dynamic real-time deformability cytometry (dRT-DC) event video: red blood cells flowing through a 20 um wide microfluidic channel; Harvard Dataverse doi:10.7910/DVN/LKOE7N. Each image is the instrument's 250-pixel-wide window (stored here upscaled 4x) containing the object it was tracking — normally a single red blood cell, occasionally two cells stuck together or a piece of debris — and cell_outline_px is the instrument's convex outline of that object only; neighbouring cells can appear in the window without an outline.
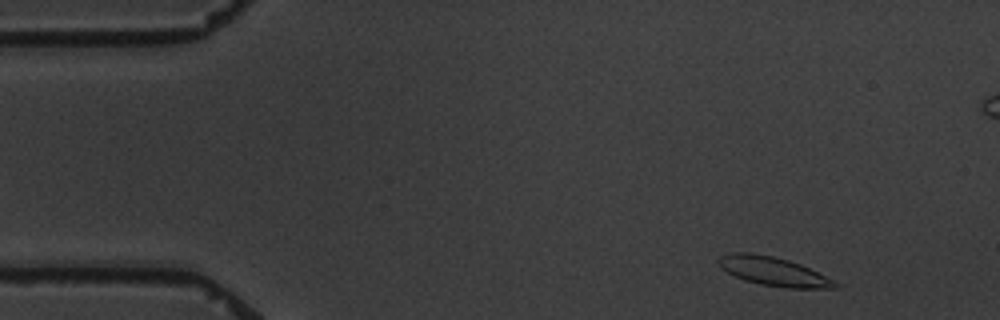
{"species": "common noctule bat (a hibernating species)", "species_latin": "Nyctalus noctula", "temperature_condition": "warm", "stored_images_in_passage": 5, "camera_frame_rate_fps": 3000, "um_per_image_px": 0.085, "animal": {"sex": "male", "body_mass_g": 19.5, "forearm_length_mm": 54.6}, "frame": {"image": 1, "passage_image": 1, "time_ms": 0.0, "image_size_px": [1000, 320], "cell_outline_px": [[840, 288], [788, 288], [760, 284], [744, 280], [720, 268], [716, 260], [720, 256], [732, 252], [752, 252], [772, 256], [788, 260], [800, 264], [840, 284]], "centroid_in_image_um": [65.7, 23.06], "position_along_channel_um": 19.3, "area_um2": 19.48}}
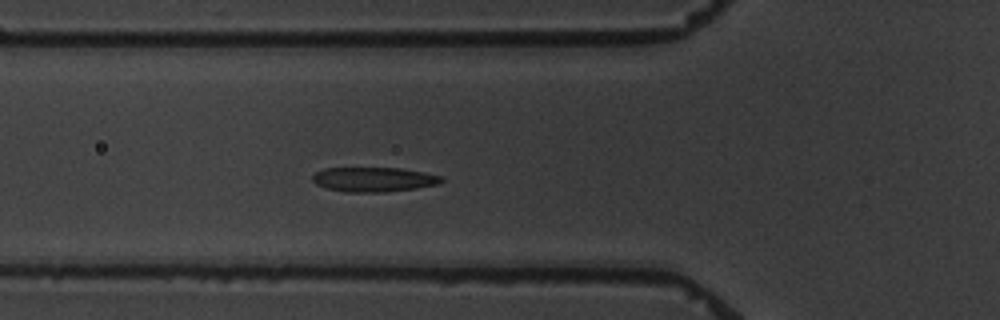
{"frame": {"image": 2, "passage_image": 5, "time_ms": 4.667, "image_size_px": [1000, 320], "cell_outline_px": [[444, 180], [440, 184], [416, 188], [384, 192], [344, 192], [328, 188], [316, 184], [312, 180], [312, 176], [316, 172], [324, 168], [400, 168], [424, 172], [440, 176]], "centroid_in_image_um": [31.77, 15.25], "position_along_channel_um": 94.0, "area_um2": 18.44}}